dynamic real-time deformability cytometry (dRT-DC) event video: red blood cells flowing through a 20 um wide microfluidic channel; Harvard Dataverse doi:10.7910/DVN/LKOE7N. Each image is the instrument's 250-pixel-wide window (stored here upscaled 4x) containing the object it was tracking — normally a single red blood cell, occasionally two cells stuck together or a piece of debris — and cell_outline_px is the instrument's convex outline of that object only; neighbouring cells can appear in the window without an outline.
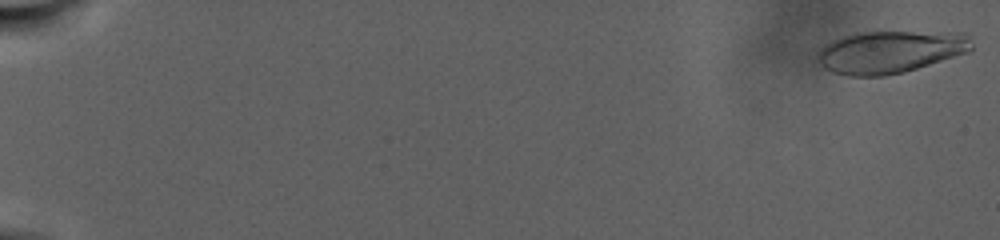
{"species": "human", "species_latin": "Homo sapiens", "temperature_condition": "warm", "stored_images_in_passage": 25, "camera_frame_rate_fps": 3000, "um_per_image_px": 0.085, "donor": {"sex": "male"}, "frame": {"image": 1, "passage_image": 1, "time_ms": 0.0, "image_size_px": [1000, 240], "cell_outline_px": [[972, 48], [968, 52], [904, 72], [884, 76], [848, 76], [832, 72], [824, 68], [816, 60], [816, 56], [820, 48], [824, 44], [840, 36], [856, 32], [968, 32], [972, 44]], "centroid_in_image_um": [75.63, 4.4], "position_along_channel_um": 9.4, "area_um2": 38.49}}
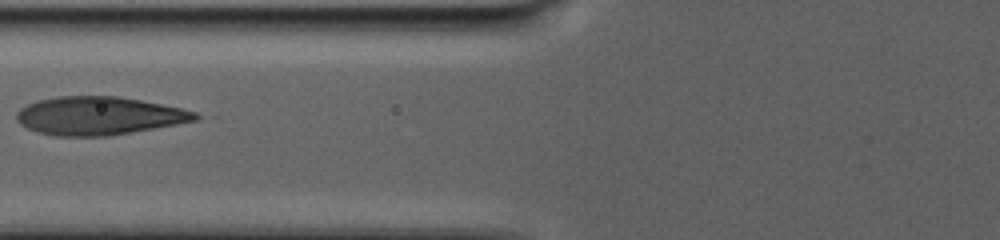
{"frame": {"image": 2, "passage_image": 15, "time_ms": 14.333, "image_size_px": [1000, 240], "cell_outline_px": [[204, 116], [196, 120], [176, 124], [108, 136], [56, 136], [36, 132], [20, 124], [16, 120], [16, 112], [20, 108], [36, 100], [56, 96], [116, 96], [140, 100], [180, 108], [196, 112]], "centroid_in_image_um": [8.37, 9.84], "position_along_channel_um": 117.4, "area_um2": 39.77}}
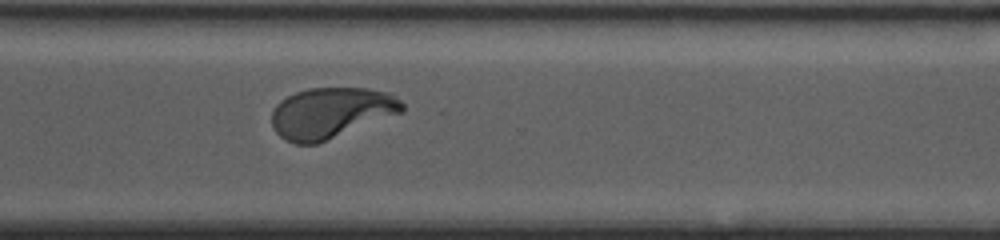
{"frame": {"image": 3, "passage_image": 25, "time_ms": 24.333, "image_size_px": [1000, 240], "cell_outline_px": [[404, 112], [316, 144], [296, 144], [284, 140], [272, 128], [272, 112], [276, 104], [280, 100], [296, 92], [308, 88], [368, 88], [384, 92], [400, 100], [404, 104]], "centroid_in_image_um": [28.11, 9.6], "position_along_channel_um": 342.5, "area_um2": 38.55}}